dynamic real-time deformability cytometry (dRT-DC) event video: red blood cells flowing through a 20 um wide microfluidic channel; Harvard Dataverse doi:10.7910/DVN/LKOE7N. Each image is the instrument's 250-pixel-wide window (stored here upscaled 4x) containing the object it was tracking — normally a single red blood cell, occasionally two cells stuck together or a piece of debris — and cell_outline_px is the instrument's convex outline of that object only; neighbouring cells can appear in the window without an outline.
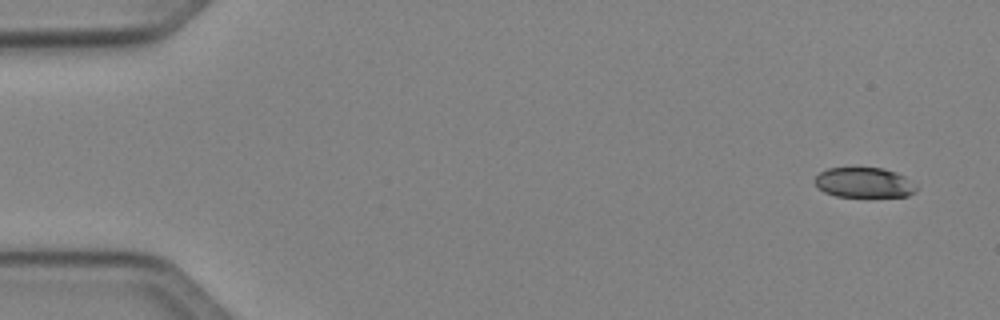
{"species": "Egyptian fruit bat (a non-hibernating species)", "species_latin": "Rousettus aegyptiacus", "temperature_condition": "cold", "stored_images_in_passage": 4, "camera_frame_rate_fps": 3000, "um_per_image_px": 0.085, "animal": {"sex": "female"}, "frame": {"image": 1, "passage_image": 1, "time_ms": 0.0, "image_size_px": [1000, 320], "cell_outline_px": [[916, 192], [908, 196], [836, 196], [824, 192], [816, 184], [816, 176], [820, 172], [828, 168], [884, 168], [896, 172], [904, 176], [916, 188]], "centroid_in_image_um": [73.44, 15.51], "position_along_channel_um": 11.6, "area_um2": 17.46}}
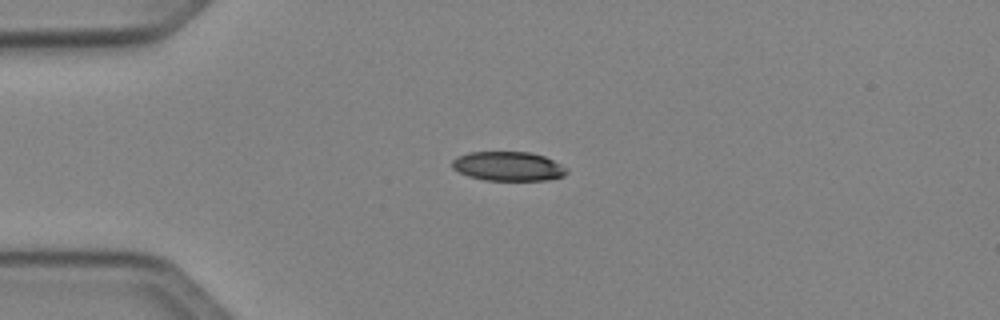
{"frame": {"image": 2, "passage_image": 4, "time_ms": 3.333, "image_size_px": [1000, 320], "cell_outline_px": [[568, 172], [564, 176], [548, 180], [484, 180], [468, 176], [452, 168], [452, 160], [456, 156], [468, 152], [528, 152], [544, 156], [568, 168]], "centroid_in_image_um": [43.19, 14.13], "position_along_channel_um": 41.8, "area_um2": 19.59}}